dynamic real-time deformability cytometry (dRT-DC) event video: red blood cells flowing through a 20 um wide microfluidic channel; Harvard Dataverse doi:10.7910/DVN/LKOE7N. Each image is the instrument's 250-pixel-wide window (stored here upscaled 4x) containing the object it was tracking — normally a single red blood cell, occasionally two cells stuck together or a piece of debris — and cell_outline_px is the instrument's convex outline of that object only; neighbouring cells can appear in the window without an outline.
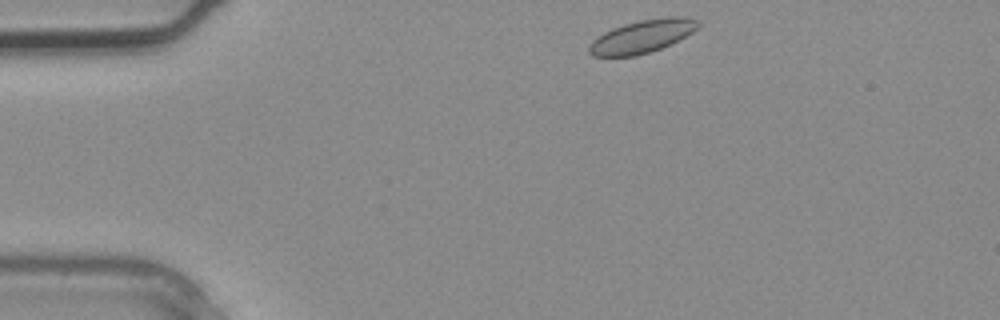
{"species": "common noctule bat (a hibernating species)", "species_latin": "Nyctalus noctula", "temperature_condition": "warm", "stored_images_in_passage": 2, "camera_frame_rate_fps": 3000, "um_per_image_px": 0.085, "animal": {"sex": "male", "body_mass_g": 20.4}, "frame": {"image": 1, "passage_image": 1, "time_ms": 0.0, "image_size_px": [1000, 320], "cell_outline_px": [[700, 24], [692, 32], [672, 44], [636, 56], [592, 56], [588, 52], [588, 48], [592, 40], [604, 32], [612, 28], [624, 24], [640, 20], [668, 16], [684, 16], [700, 20]], "centroid_in_image_um": [54.59, 3.08], "position_along_channel_um": 30.4, "area_um2": 20.98}}